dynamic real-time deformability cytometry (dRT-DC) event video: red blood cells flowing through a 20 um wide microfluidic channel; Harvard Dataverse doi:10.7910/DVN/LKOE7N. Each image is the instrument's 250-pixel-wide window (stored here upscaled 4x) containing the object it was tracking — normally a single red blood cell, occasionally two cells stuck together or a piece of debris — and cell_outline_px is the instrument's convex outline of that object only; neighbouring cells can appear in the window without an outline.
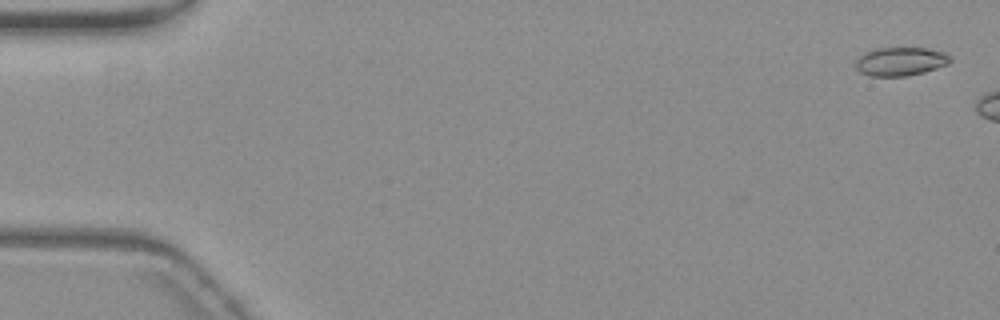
{"species": "common noctule bat (a hibernating species)", "species_latin": "Nyctalus noctula", "temperature_condition": "warm", "stored_images_in_passage": 7, "camera_frame_rate_fps": 3000, "um_per_image_px": 0.085, "animal": {"sex": "female", "body_mass_g": 19.3, "forearm_length_mm": 54.1}, "frame": {"image": 1, "passage_image": 2, "time_ms": 0.333, "image_size_px": [1000, 320], "cell_outline_px": [[952, 60], [948, 64], [924, 72], [904, 76], [868, 76], [860, 72], [856, 68], [856, 60], [860, 56], [876, 48], [924, 48], [944, 52], [952, 56]], "centroid_in_image_um": [76.56, 5.23], "position_along_channel_um": 8.4, "area_um2": 15.66}}